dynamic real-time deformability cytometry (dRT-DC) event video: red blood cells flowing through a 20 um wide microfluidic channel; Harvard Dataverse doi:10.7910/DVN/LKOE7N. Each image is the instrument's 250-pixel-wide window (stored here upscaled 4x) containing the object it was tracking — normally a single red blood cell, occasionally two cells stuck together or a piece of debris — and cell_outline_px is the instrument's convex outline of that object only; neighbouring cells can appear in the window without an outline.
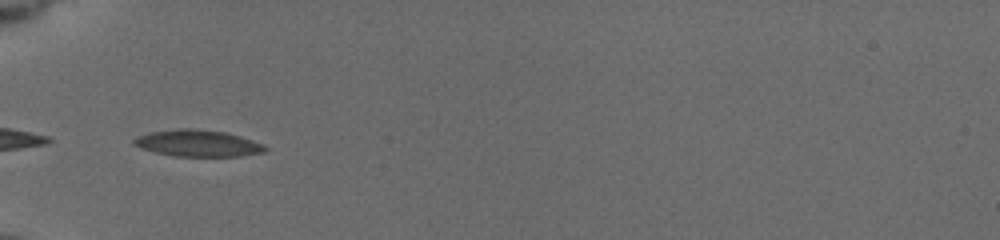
{"species": "common noctule bat (a hibernating species)", "species_latin": "Nyctalus noctula", "temperature_condition": "cold", "stored_images_in_passage": 15, "camera_frame_rate_fps": 3000, "um_per_image_px": 0.085, "animal": {"sex": "female", "body_mass_g": 19.5, "forearm_length_mm": 54.1}, "frame": {"image": 1, "passage_image": 1, "time_ms": 0.0, "image_size_px": [1000, 240], "cell_outline_px": [[268, 148], [264, 152], [240, 156], [172, 156], [140, 148], [132, 144], [132, 140], [136, 136], [148, 132], [180, 128], [192, 128], [224, 132], [240, 136], [264, 144]], "centroid_in_image_um": [16.78, 12.17], "position_along_channel_um": 68.2, "area_um2": 20.46}}
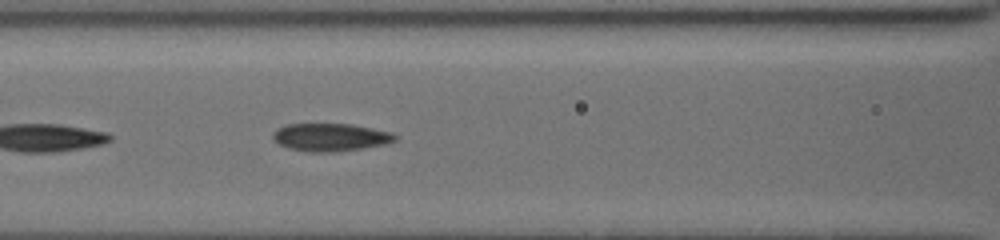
{"frame": {"image": 2, "passage_image": 7, "time_ms": 2.0, "image_size_px": [1000, 240], "cell_outline_px": [[396, 140], [384, 144], [364, 148], [332, 152], [308, 152], [288, 148], [272, 140], [272, 132], [276, 128], [288, 124], [352, 124], [392, 132], [396, 136]], "centroid_in_image_um": [28.05, 11.66], "position_along_channel_um": 138.6, "area_um2": 19.88}}